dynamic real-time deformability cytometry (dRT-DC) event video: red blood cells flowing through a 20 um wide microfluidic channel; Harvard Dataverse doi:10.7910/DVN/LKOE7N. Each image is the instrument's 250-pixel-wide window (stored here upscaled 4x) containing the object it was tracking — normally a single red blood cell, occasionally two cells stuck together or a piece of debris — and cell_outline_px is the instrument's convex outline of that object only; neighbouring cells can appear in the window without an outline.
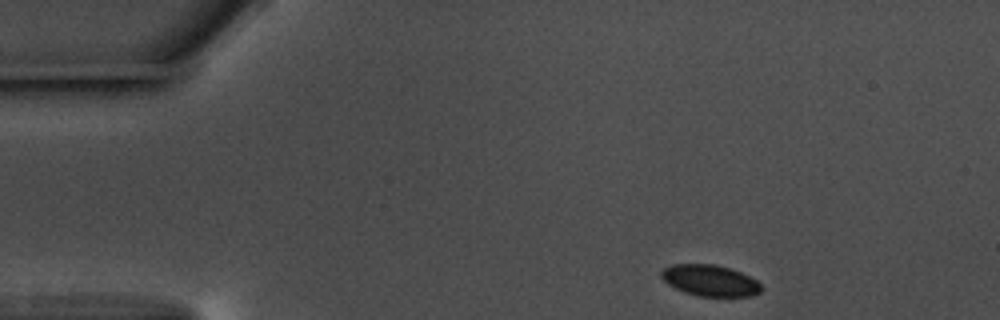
{"species": "common noctule bat (a hibernating species)", "species_latin": "Nyctalus noctula", "temperature_condition": "warm", "stored_images_in_passage": 50, "camera_frame_rate_fps": 3000, "um_per_image_px": 0.085, "animal": {"sex": "male", "body_mass_g": 17.5, "forearm_length_mm": 52.3}, "frame": {"image": 1, "passage_image": 1, "time_ms": 0.0, "image_size_px": [1000, 320], "cell_outline_px": [[764, 288], [760, 292], [752, 296], [700, 296], [684, 292], [668, 284], [660, 276], [660, 272], [664, 268], [672, 264], [716, 264], [740, 272], [756, 280]], "centroid_in_image_um": [60.35, 23.84], "position_along_channel_um": 24.7, "area_um2": 18.15}}
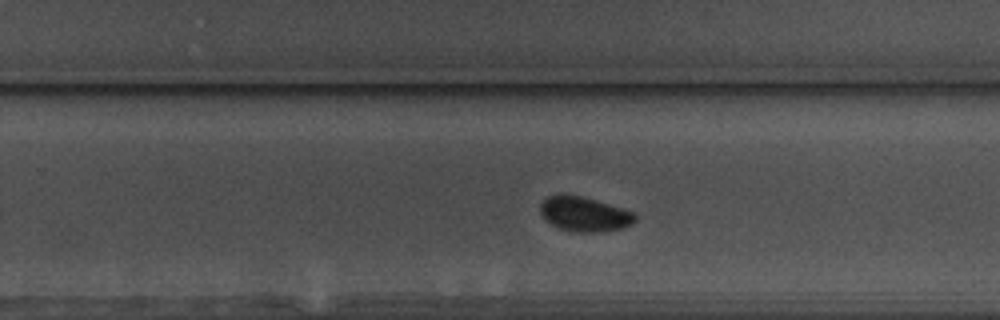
{"frame": {"image": 2, "passage_image": 29, "time_ms": 9.333, "image_size_px": [1000, 320], "cell_outline_px": [[636, 220], [632, 224], [624, 228], [604, 232], [576, 232], [560, 228], [544, 220], [540, 212], [540, 204], [548, 196], [560, 192], [564, 192], [584, 196], [632, 212], [636, 216]], "centroid_in_image_um": [49.63, 18.18], "position_along_channel_um": 280.2, "area_um2": 19.48}}
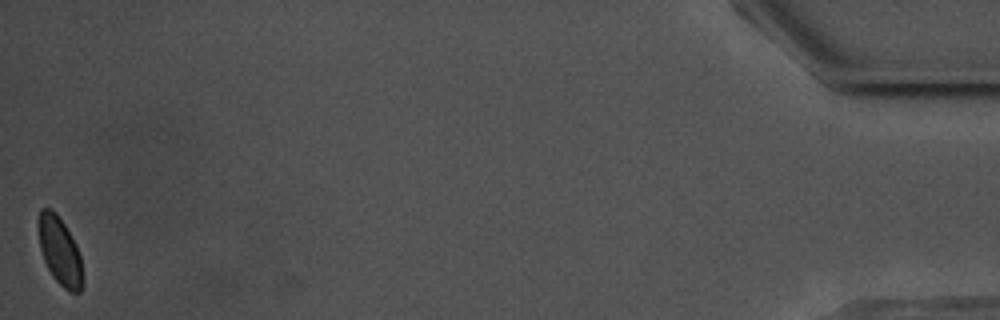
{"frame": {"image": 3, "passage_image": 50, "time_ms": 16.333, "image_size_px": [1000, 320], "cell_outline_px": [[84, 284], [80, 292], [72, 292], [64, 288], [52, 276], [44, 260], [40, 248], [36, 224], [36, 220], [40, 208], [52, 208], [56, 212], [64, 224], [76, 244], [80, 256], [84, 280]], "centroid_in_image_um": [5.06, 21.3], "position_along_channel_um": 430.1, "area_um2": 17.92}, "authors_computed_cell_mechanics": {"area_um2": 19.0451, "velocity_mm_per_s": 3.5423, "shape_relaxation_time_tau1_ms": 7.9686, "shape_relaxation_time_tau2_ms": null, "deformation_change_tau1": 0.1396, "deformation_change_tau2": null}}